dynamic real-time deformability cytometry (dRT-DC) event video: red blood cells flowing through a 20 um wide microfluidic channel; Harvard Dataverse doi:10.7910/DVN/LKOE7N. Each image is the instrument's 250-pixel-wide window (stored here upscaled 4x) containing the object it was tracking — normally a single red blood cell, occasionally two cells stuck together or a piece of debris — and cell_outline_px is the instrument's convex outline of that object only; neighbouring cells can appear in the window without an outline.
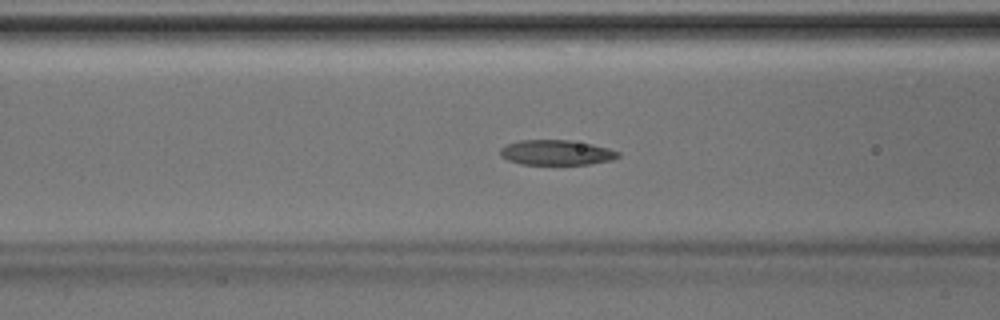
{"species": "Egyptian fruit bat (a non-hibernating species)", "species_latin": "Rousettus aegyptiacus", "temperature_condition": "room temperature", "stored_images_in_passage": 47, "camera_frame_rate_fps": 3000, "um_per_image_px": 0.085, "animal": {"sex": "male"}, "frame": {"image": 1, "passage_image": 18, "time_ms": 5.667, "image_size_px": [1000, 320], "cell_outline_px": [[620, 156], [612, 160], [588, 164], [520, 164], [508, 160], [500, 156], [500, 148], [508, 144], [520, 140], [568, 140], [592, 144], [608, 148], [620, 152]], "centroid_in_image_um": [47.29, 12.97], "position_along_channel_um": 119.3, "area_um2": 17.17}}
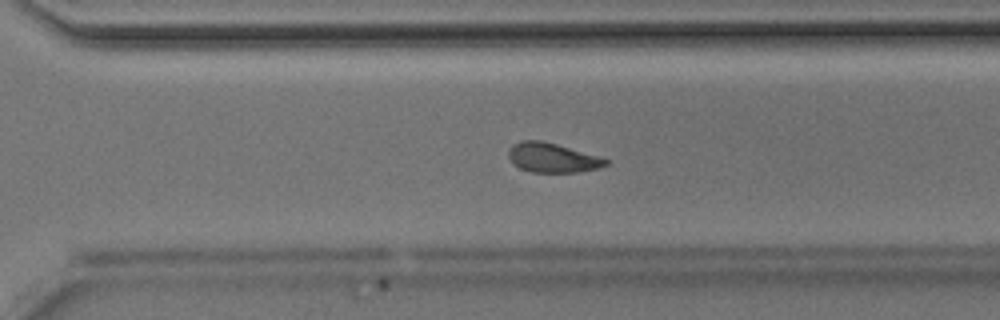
{"frame": {"image": 2, "passage_image": 32, "time_ms": 10.333, "image_size_px": [1000, 320], "cell_outline_px": [[608, 164], [596, 168], [576, 172], [532, 172], [520, 168], [508, 156], [508, 148], [512, 144], [520, 140], [540, 140], [556, 144], [600, 156], [608, 160]], "centroid_in_image_um": [46.93, 13.39], "position_along_channel_um": 323.7, "area_um2": 16.53}}
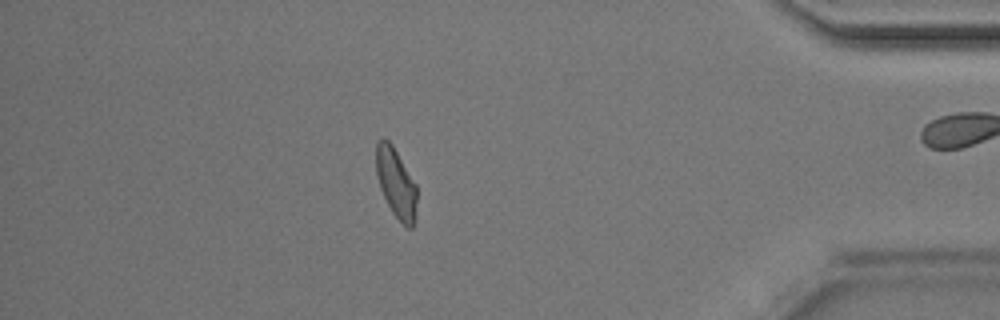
{"frame": {"image": 3, "passage_image": 40, "time_ms": 13.0, "image_size_px": [1000, 320], "cell_outline_px": [[416, 216], [412, 228], [408, 228], [392, 212], [380, 188], [376, 172], [376, 144], [384, 136], [392, 144], [416, 184]], "centroid_in_image_um": [33.66, 15.54], "position_along_channel_um": 401.5, "area_um2": 16.36}}